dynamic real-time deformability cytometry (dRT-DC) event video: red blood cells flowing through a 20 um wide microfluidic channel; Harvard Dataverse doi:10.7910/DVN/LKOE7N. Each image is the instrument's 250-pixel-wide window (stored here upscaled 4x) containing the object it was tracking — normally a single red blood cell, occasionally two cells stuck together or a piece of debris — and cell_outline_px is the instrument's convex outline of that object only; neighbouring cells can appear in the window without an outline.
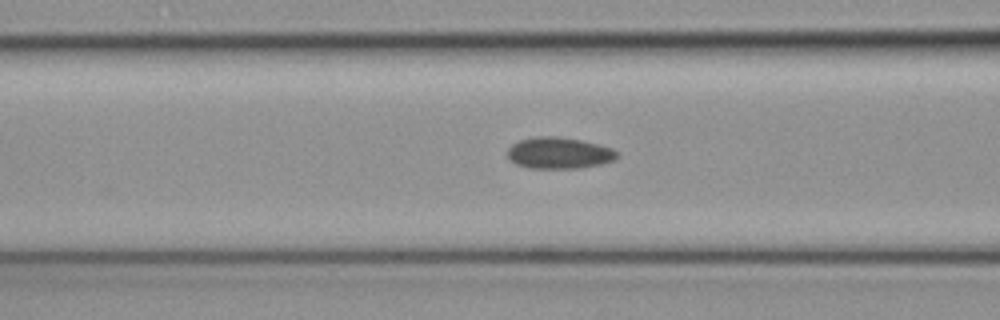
{"species": "common noctule bat (a hibernating species)", "species_latin": "Nyctalus noctula", "temperature_condition": "cold", "stored_images_in_passage": 4, "camera_frame_rate_fps": 3000, "um_per_image_px": 0.085, "animal": {"sex": "female", "body_mass_g": 19.3, "forearm_length_mm": 54.1}, "frame": {"image": 1, "passage_image": 3, "time_ms": 0.667, "image_size_px": [1000, 320], "cell_outline_px": [[620, 156], [616, 160], [600, 164], [580, 168], [528, 168], [516, 164], [508, 160], [508, 148], [512, 144], [520, 140], [536, 136], [556, 136], [580, 140], [600, 144], [612, 148], [620, 152]], "centroid_in_image_um": [47.55, 13.01], "position_along_channel_um": 119.0, "area_um2": 20.35}}